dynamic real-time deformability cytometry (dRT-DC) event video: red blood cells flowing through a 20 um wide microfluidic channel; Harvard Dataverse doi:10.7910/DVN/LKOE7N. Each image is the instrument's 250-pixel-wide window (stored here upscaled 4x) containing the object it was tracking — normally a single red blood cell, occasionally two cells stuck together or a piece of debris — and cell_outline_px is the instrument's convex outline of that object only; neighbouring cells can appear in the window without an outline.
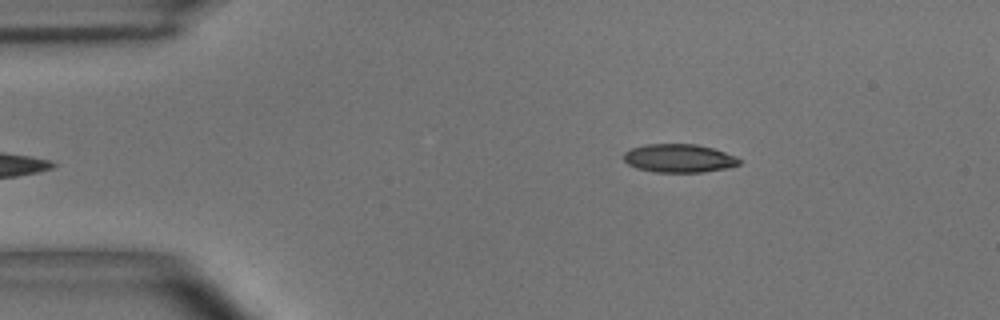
{"species": "common noctule bat (a hibernating species)", "species_latin": "Nyctalus noctula", "temperature_condition": "room temperature", "stored_images_in_passage": 5, "camera_frame_rate_fps": 3000, "um_per_image_px": 0.085, "animal": {"sex": "male", "body_mass_g": 15.6}, "frame": {"image": 1, "passage_image": 5, "time_ms": 1.333, "image_size_px": [1000, 320], "cell_outline_px": [[740, 164], [724, 168], [704, 172], [656, 172], [636, 168], [628, 164], [624, 160], [624, 152], [632, 148], [644, 144], [696, 144], [712, 148], [736, 156], [740, 160]], "centroid_in_image_um": [57.69, 13.45], "position_along_channel_um": 27.3, "area_um2": 19.02}}